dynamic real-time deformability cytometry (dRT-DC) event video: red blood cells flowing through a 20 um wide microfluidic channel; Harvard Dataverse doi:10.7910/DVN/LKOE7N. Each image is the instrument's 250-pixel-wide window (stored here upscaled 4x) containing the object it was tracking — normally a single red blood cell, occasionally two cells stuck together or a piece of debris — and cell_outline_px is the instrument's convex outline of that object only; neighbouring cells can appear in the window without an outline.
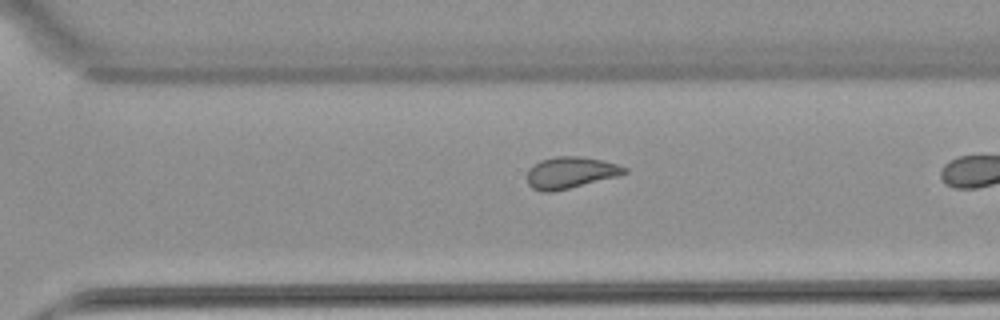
{"species": "common noctule bat (a hibernating species)", "species_latin": "Nyctalus noctula", "temperature_condition": "warm", "stored_images_in_passage": 30, "camera_frame_rate_fps": 3000, "um_per_image_px": 0.085, "animal": {"sex": "female", "body_mass_g": 22.7, "forearm_length_mm": 54.2}, "frame": {"image": 1, "passage_image": 26, "time_ms": 8.333, "image_size_px": [1000, 320], "cell_outline_px": [[628, 172], [620, 176], [552, 192], [544, 192], [532, 188], [528, 184], [528, 168], [540, 160], [556, 156], [580, 156], [604, 160], [628, 168]], "centroid_in_image_um": [48.51, 14.67], "position_along_channel_um": 322.1, "area_um2": 18.03}}